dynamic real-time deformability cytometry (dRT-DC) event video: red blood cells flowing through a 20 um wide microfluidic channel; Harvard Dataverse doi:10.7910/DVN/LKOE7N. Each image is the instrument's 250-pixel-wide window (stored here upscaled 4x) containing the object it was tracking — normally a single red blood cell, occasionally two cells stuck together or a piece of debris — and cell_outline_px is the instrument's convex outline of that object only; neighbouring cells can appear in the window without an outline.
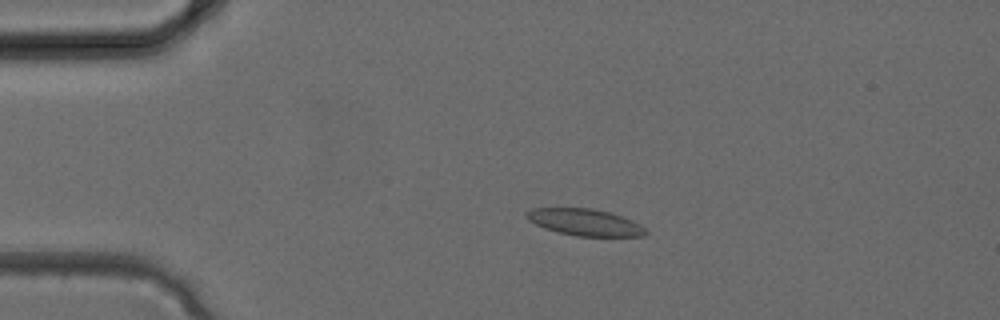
{"species": "common noctule bat (a hibernating species)", "species_latin": "Nyctalus noctula", "temperature_condition": "cold", "stored_images_in_passage": 35, "camera_frame_rate_fps": 3000, "um_per_image_px": 0.085, "animal": {"sex": "female", "body_mass_g": 24.6, "forearm_length_mm": 56.2}, "frame": {"image": 1, "passage_image": 8, "time_ms": 2.333, "image_size_px": [1000, 320], "cell_outline_px": [[648, 232], [644, 236], [576, 236], [544, 228], [528, 220], [524, 216], [524, 212], [532, 208], [592, 208], [608, 212], [632, 220], [640, 224]], "centroid_in_image_um": [49.68, 18.89], "position_along_channel_um": 35.3, "area_um2": 18.5}}
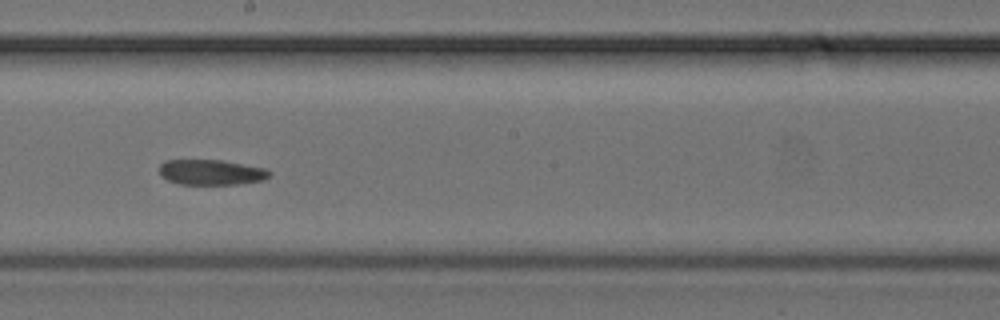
{"frame": {"image": 2, "passage_image": 20, "time_ms": 6.333, "image_size_px": [1000, 320], "cell_outline_px": [[272, 172], [264, 180], [236, 184], [180, 184], [168, 180], [160, 176], [160, 164], [164, 160], [224, 160], [268, 168]], "centroid_in_image_um": [17.98, 14.63], "position_along_channel_um": 230.2, "area_um2": 16.42}}
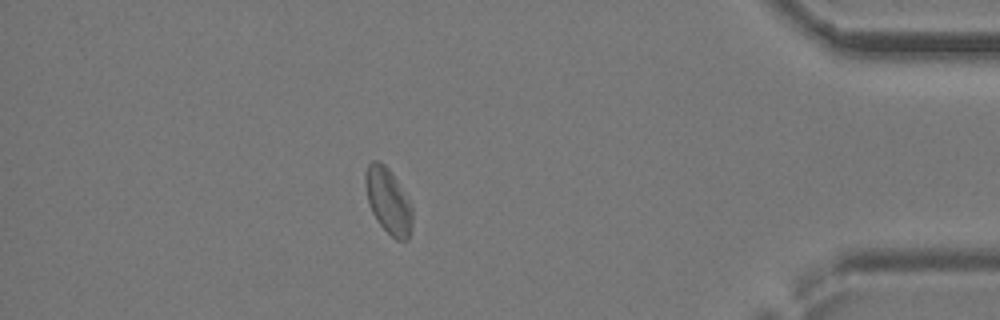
{"frame": {"image": 3, "passage_image": 31, "time_ms": 10.0, "image_size_px": [1000, 320], "cell_outline_px": [[412, 224], [408, 240], [396, 240], [376, 220], [368, 204], [364, 180], [364, 172], [368, 164], [372, 160], [376, 160], [384, 164], [392, 172], [408, 200], [412, 208]], "centroid_in_image_um": [32.97, 17.06], "position_along_channel_um": 402.2, "area_um2": 17.92}}